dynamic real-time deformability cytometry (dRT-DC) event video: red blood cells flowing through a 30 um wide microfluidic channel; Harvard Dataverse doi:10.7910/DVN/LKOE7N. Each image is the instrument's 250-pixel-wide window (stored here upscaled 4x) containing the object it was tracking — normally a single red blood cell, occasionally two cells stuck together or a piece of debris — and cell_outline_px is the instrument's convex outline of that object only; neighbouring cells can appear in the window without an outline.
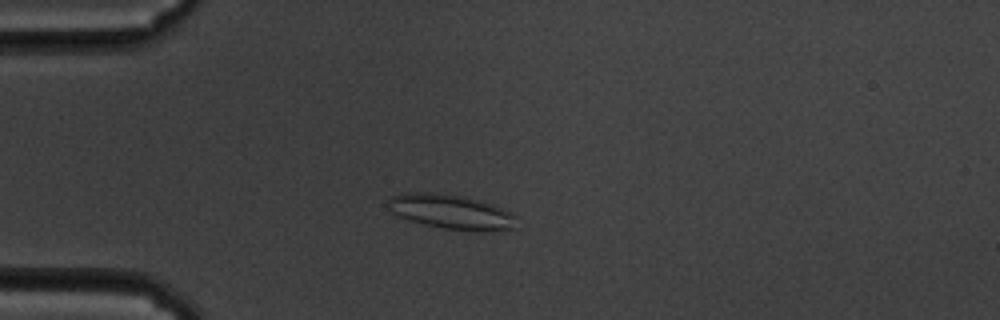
{"species": "common noctule bat (a hibernating species)", "species_latin": "Nyctalus noctula", "temperature_condition": "cold", "stored_images_in_passage": 56, "camera_frame_rate_fps": 3000, "um_per_image_px": 0.085, "animal": {"sex": "male", "body_mass_g": 19.5, "forearm_length_mm": 54.6}, "frame": {"image": 1, "passage_image": 14, "time_ms": 4.333, "image_size_px": [1000, 320], "cell_outline_px": [[516, 228], [484, 232], [444, 228], [424, 224], [408, 220], [388, 212], [384, 204], [392, 196], [404, 192], [436, 192], [460, 196], [476, 200], [500, 208], [508, 212], [512, 216]], "centroid_in_image_um": [38.2, 18.0], "position_along_channel_um": 46.8, "area_um2": 25.78}}
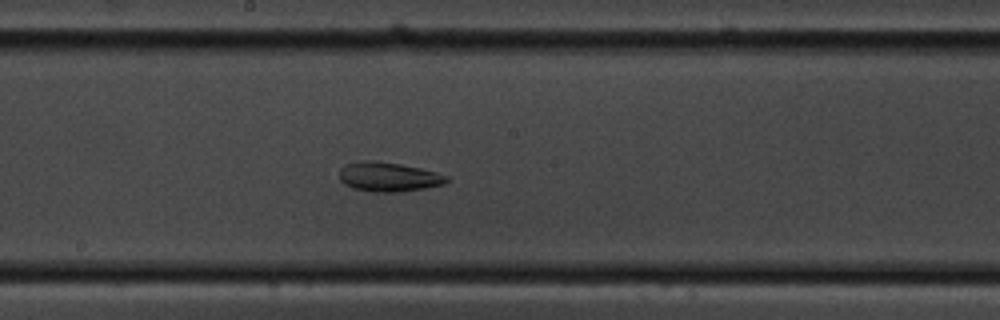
{"frame": {"image": 2, "passage_image": 30, "time_ms": 9.667, "image_size_px": [1000, 320], "cell_outline_px": [[448, 180], [444, 184], [424, 188], [400, 192], [376, 192], [352, 188], [344, 184], [340, 180], [340, 168], [344, 164], [360, 160], [372, 160], [400, 164], [420, 168], [436, 172], [448, 176]], "centroid_in_image_um": [32.99, 15.03], "position_along_channel_um": 215.2, "area_um2": 18.44}}
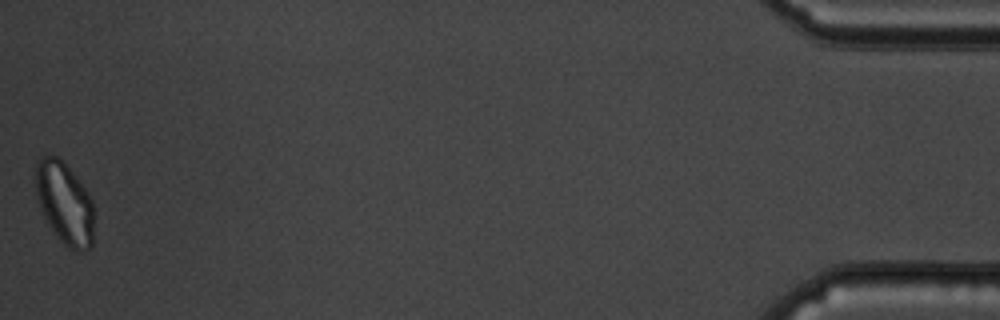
{"frame": {"image": 3, "passage_image": 56, "time_ms": 18.333, "image_size_px": [1000, 320], "cell_outline_px": [[92, 244], [84, 252], [80, 252], [68, 248], [56, 236], [48, 224], [44, 216], [36, 196], [36, 164], [40, 156], [56, 156], [72, 172], [88, 192], [92, 200]], "centroid_in_image_um": [5.48, 17.29], "position_along_channel_um": 429.7, "area_um2": 27.51}, "authors_computed_cell_mechanics": {"area_um2": 24.3049, "velocity_mm_per_s": 3.5065, "shape_relaxation_time_tau1_ms": null, "shape_relaxation_time_tau2_ms": 8.7263, "deformation_change_tau1": null, "deformation_change_tau2": 0.1392}}